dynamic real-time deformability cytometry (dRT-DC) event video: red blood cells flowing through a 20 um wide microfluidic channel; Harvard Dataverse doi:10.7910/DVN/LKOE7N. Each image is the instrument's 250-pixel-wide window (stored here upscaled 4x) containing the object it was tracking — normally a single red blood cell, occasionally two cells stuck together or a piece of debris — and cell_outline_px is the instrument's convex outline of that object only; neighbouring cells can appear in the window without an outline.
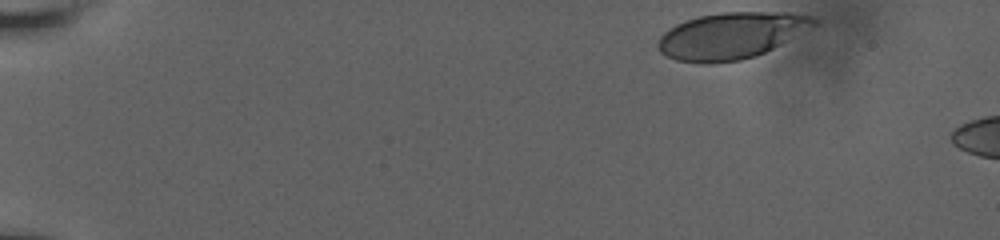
{"species": "human", "species_latin": "Homo sapiens", "temperature_condition": "room temperature", "stored_images_in_passage": 33, "camera_frame_rate_fps": 3000, "um_per_image_px": 0.085, "donor": {"sex": "male"}, "frame": {"image": 1, "passage_image": 1, "time_ms": 0.0, "image_size_px": [1000, 240], "cell_outline_px": [[816, 24], [772, 48], [756, 56], [740, 60], [712, 64], [704, 64], [676, 60], [660, 52], [656, 44], [660, 36], [668, 28], [676, 24], [700, 16], [720, 12], [792, 12], [812, 16], [816, 20]], "centroid_in_image_um": [62.1, 3.03], "position_along_channel_um": 22.9, "area_um2": 42.02}}
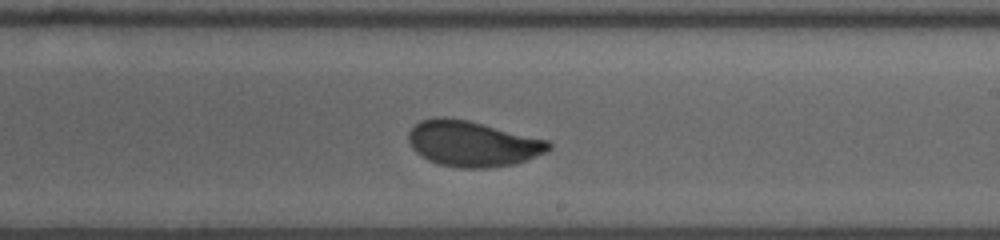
{"frame": {"image": 2, "passage_image": 20, "time_ms": 6.333, "image_size_px": [1000, 240], "cell_outline_px": [[552, 148], [548, 152], [512, 164], [488, 168], [464, 168], [436, 164], [420, 156], [412, 148], [408, 140], [408, 132], [420, 120], [436, 116], [444, 116], [468, 120], [548, 140], [552, 144]], "centroid_in_image_um": [40.14, 12.2], "position_along_channel_um": 248.9, "area_um2": 37.4}}
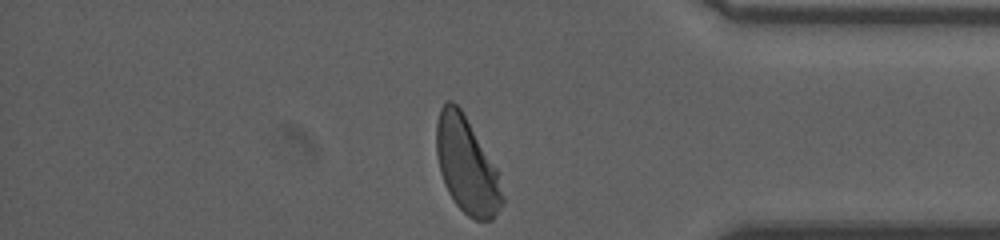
{"frame": {"image": 3, "passage_image": 33, "time_ms": 10.667, "image_size_px": [1000, 240], "cell_outline_px": [[504, 204], [492, 220], [476, 220], [468, 216], [456, 204], [448, 192], [444, 184], [440, 172], [436, 152], [436, 124], [440, 108], [448, 100], [452, 100], [460, 108], [496, 168], [504, 196]], "centroid_in_image_um": [39.66, 14.09], "position_along_channel_um": 395.5, "area_um2": 36.65}, "authors_computed_cell_mechanics": {"area_um2": 37.3388, "velocity_mm_per_s": 3.7597, "shape_relaxation_time_tau1_ms": 4.6064, "shape_relaxation_time_tau2_ms": null, "deformation_change_tau1": 0.1556, "deformation_change_tau2": null}}